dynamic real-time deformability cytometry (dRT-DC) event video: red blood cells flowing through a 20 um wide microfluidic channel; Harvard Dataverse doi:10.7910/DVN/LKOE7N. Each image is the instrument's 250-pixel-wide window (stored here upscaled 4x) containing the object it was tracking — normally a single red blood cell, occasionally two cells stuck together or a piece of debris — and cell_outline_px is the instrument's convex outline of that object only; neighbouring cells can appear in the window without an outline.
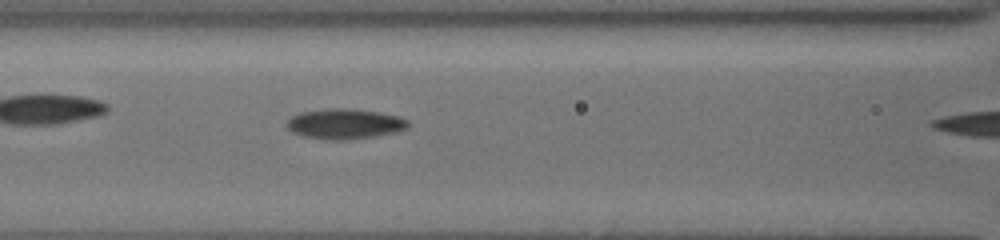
{"species": "common noctule bat (a hibernating species)", "species_latin": "Nyctalus noctula", "temperature_condition": "cold", "stored_images_in_passage": 6, "camera_frame_rate_fps": 3000, "um_per_image_px": 0.085, "animal": {"sex": "female", "body_mass_g": 19.5, "forearm_length_mm": 54.1}, "frame": {"image": 1, "passage_image": 4, "time_ms": 2.0, "image_size_px": [1000, 240], "cell_outline_px": [[408, 128], [396, 132], [376, 136], [348, 140], [324, 140], [304, 136], [292, 132], [288, 128], [288, 120], [292, 116], [300, 112], [332, 108], [344, 108], [376, 112], [396, 116], [408, 120]], "centroid_in_image_um": [29.29, 10.54], "position_along_channel_um": 137.3, "area_um2": 21.21}}